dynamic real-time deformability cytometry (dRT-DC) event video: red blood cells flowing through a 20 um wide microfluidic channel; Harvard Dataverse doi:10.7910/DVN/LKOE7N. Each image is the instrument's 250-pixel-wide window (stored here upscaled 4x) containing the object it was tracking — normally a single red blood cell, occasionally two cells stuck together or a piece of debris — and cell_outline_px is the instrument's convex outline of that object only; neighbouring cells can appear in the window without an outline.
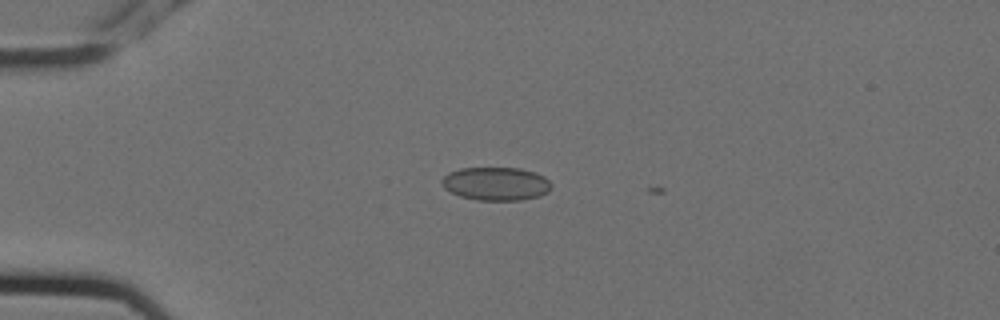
{"species": "Egyptian fruit bat (a non-hibernating species)", "species_latin": "Rousettus aegyptiacus", "temperature_condition": "cold", "stored_images_in_passage": 4, "camera_frame_rate_fps": 3000, "um_per_image_px": 0.085, "animal": {"sex": "female"}, "frame": {"image": 1, "passage_image": 2, "time_ms": 0.333, "image_size_px": [1000, 320], "cell_outline_px": [[552, 188], [548, 192], [540, 196], [520, 200], [476, 200], [460, 196], [444, 188], [440, 180], [448, 172], [460, 168], [520, 168], [536, 172], [544, 176], [552, 184]], "centroid_in_image_um": [42.17, 15.61], "position_along_channel_um": 42.8, "area_um2": 21.44}}